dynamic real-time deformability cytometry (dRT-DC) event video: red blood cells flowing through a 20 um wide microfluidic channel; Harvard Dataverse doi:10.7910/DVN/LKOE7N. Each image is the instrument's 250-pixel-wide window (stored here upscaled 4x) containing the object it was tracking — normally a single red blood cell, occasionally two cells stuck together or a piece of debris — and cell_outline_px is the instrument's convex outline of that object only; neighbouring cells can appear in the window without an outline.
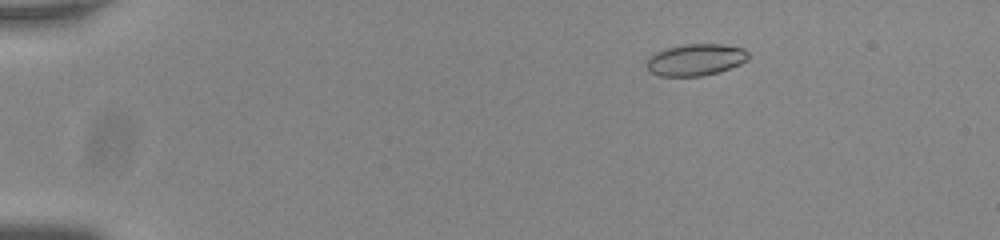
{"species": "common noctule bat (a hibernating species)", "species_latin": "Nyctalus noctula", "temperature_condition": "room temperature", "stored_images_in_passage": 56, "camera_frame_rate_fps": 3000, "um_per_image_px": 0.085, "animal": {"sex": "male", "body_mass_g": 20.0, "forearm_length_mm": 53.3}, "frame": {"image": 1, "passage_image": 10, "time_ms": 3.0, "image_size_px": [1000, 240], "cell_outline_px": [[748, 60], [740, 64], [716, 72], [700, 76], [660, 76], [652, 72], [644, 64], [656, 52], [664, 48], [684, 44], [724, 44], [744, 48], [748, 52]], "centroid_in_image_um": [59.13, 5.06], "position_along_channel_um": 25.9, "area_um2": 18.73}}
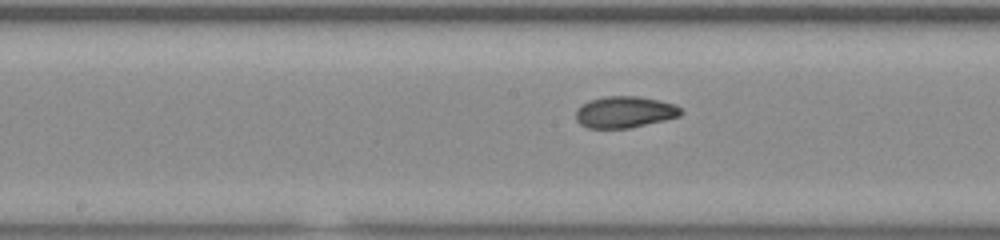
{"frame": {"image": 2, "passage_image": 31, "time_ms": 10.0, "image_size_px": [1000, 240], "cell_outline_px": [[684, 112], [680, 116], [664, 120], [628, 128], [588, 128], [580, 124], [576, 120], [576, 108], [580, 104], [588, 100], [604, 96], [636, 96], [656, 100], [672, 104], [680, 108]], "centroid_in_image_um": [53.04, 9.52], "position_along_channel_um": 195.2, "area_um2": 19.25}}
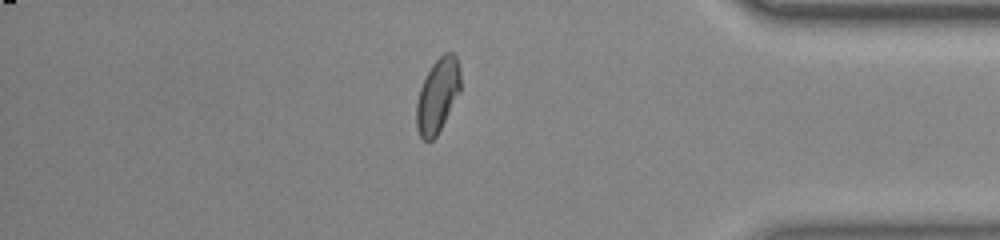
{"frame": {"image": 3, "passage_image": 49, "time_ms": 16.0, "image_size_px": [1000, 240], "cell_outline_px": [[460, 92], [436, 136], [432, 140], [424, 140], [420, 136], [416, 128], [416, 104], [420, 88], [432, 64], [444, 52], [452, 52], [456, 56], [460, 64]], "centroid_in_image_um": [37.2, 8.09], "position_along_channel_um": 398.0, "area_um2": 18.96}, "authors_computed_cell_mechanics": {"area_um2": 18.9873, "velocity_mm_per_s": 3.7783, "shape_relaxation_time_tau1_ms": 5.9252, "shape_relaxation_time_tau2_ms": 2.0148, "deformation_change_tau1": 0.15, "deformation_change_tau2": 0.0486}}